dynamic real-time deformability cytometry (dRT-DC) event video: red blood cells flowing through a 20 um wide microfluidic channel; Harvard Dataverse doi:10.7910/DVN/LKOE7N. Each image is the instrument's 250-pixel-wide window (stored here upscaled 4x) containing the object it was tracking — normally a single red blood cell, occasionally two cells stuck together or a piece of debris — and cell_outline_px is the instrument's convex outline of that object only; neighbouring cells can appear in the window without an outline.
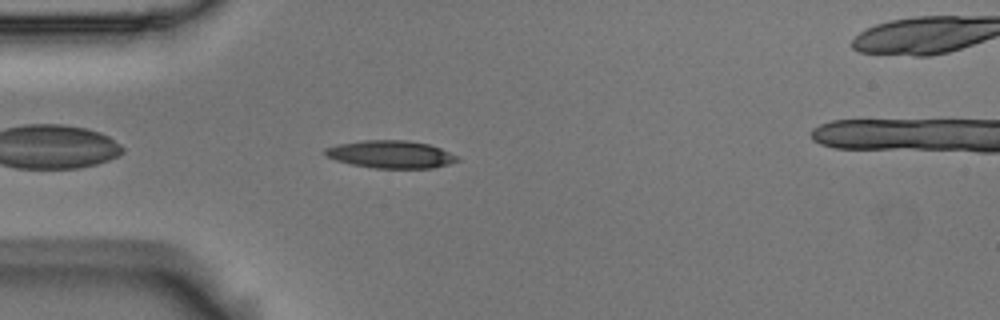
{"species": "Egyptian fruit bat (a non-hibernating species)", "species_latin": "Rousettus aegyptiacus", "temperature_condition": "room temperature", "stored_images_in_passage": 37, "camera_frame_rate_fps": 3000, "um_per_image_px": 0.085, "animal": {"sex": "male"}, "frame": {"image": 1, "passage_image": 4, "time_ms": 1.0, "image_size_px": [1000, 320], "cell_outline_px": [[460, 160], [448, 164], [432, 168], [376, 168], [352, 164], [336, 160], [328, 156], [324, 152], [324, 148], [336, 144], [364, 140], [408, 140], [428, 144], [440, 148], [460, 156]], "centroid_in_image_um": [33.24, 13.11], "position_along_channel_um": 51.8, "area_um2": 21.27}}
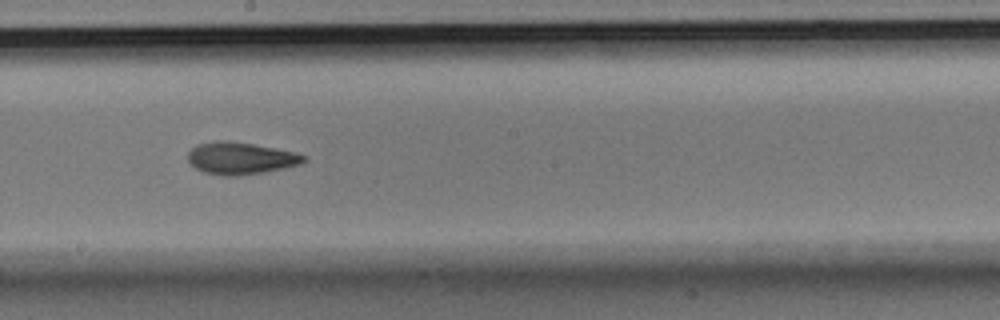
{"frame": {"image": 2, "passage_image": 19, "time_ms": 6.0, "image_size_px": [1000, 320], "cell_outline_px": [[308, 160], [300, 164], [284, 168], [264, 172], [240, 176], [224, 176], [204, 172], [196, 168], [188, 160], [188, 152], [196, 144], [216, 140], [228, 140], [252, 144], [296, 152], [308, 156]], "centroid_in_image_um": [20.47, 13.45], "position_along_channel_um": 227.7, "area_um2": 21.85}}
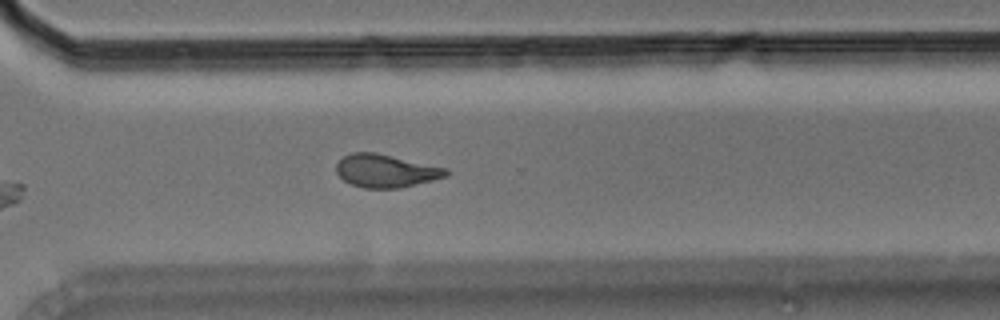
{"frame": {"image": 3, "passage_image": 28, "time_ms": 9.0, "image_size_px": [1000, 320], "cell_outline_px": [[452, 172], [448, 176], [400, 188], [364, 188], [352, 184], [344, 180], [336, 172], [336, 164], [344, 156], [352, 152], [376, 152], [448, 168]], "centroid_in_image_um": [32.83, 14.51], "position_along_channel_um": 337.8, "area_um2": 21.21}, "authors_computed_cell_mechanics": {"area_um2": 21.2126, "velocity_mm_per_s": 3.673, "shape_relaxation_time_tau1_ms": 6.8826, "shape_relaxation_time_tau2_ms": 3.373, "deformation_change_tau1": 0.1944, "deformation_change_tau2": 0.1164}}